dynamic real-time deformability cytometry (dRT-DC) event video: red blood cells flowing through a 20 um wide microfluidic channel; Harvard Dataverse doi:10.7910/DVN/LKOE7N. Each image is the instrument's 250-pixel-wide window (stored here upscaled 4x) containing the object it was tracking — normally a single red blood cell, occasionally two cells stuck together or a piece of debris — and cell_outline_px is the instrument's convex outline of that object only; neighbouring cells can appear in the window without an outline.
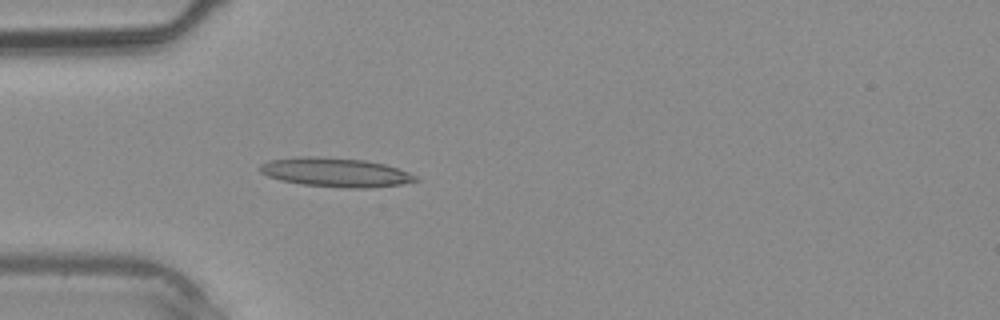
{"species": "common noctule bat (a hibernating species)", "species_latin": "Nyctalus noctula", "temperature_condition": "warm", "stored_images_in_passage": 3, "camera_frame_rate_fps": 3000, "um_per_image_px": 0.085, "animal": {"sex": "male", "body_mass_g": 20.4}, "frame": {"image": 1, "passage_image": 3, "time_ms": 2.333, "image_size_px": [1000, 320], "cell_outline_px": [[420, 180], [400, 184], [368, 188], [344, 188], [300, 184], [280, 180], [268, 176], [260, 172], [260, 164], [268, 160], [296, 156], [316, 156], [364, 160], [384, 164], [408, 172], [416, 176]], "centroid_in_image_um": [28.47, 14.64], "position_along_channel_um": 56.5, "area_um2": 26.41}}